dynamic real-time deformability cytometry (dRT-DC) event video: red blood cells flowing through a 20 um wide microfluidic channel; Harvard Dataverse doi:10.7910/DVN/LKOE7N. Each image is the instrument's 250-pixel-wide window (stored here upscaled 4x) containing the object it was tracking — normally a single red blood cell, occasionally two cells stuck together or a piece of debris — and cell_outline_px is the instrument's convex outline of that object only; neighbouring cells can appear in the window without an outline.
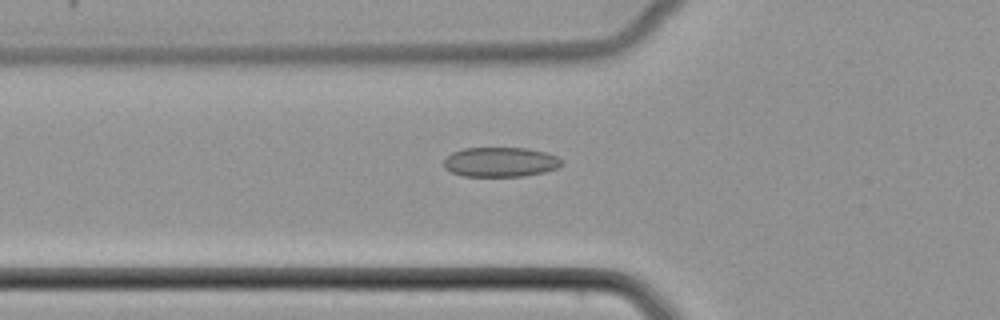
{"species": "common noctule bat (a hibernating species)", "species_latin": "Nyctalus noctula", "temperature_condition": "cold", "stored_images_in_passage": 44, "camera_frame_rate_fps": 3000, "um_per_image_px": 0.085, "animal": {"sex": "female", "body_mass_g": 22.7, "forearm_length_mm": 54.2}, "frame": {"image": 1, "passage_image": 18, "time_ms": 5.667, "image_size_px": [1000, 320], "cell_outline_px": [[564, 164], [556, 168], [544, 172], [524, 176], [464, 176], [452, 172], [444, 168], [444, 160], [452, 152], [464, 148], [528, 148], [544, 152], [556, 156], [564, 160]], "centroid_in_image_um": [42.55, 13.77], "position_along_channel_um": 83.2, "area_um2": 20.4}}
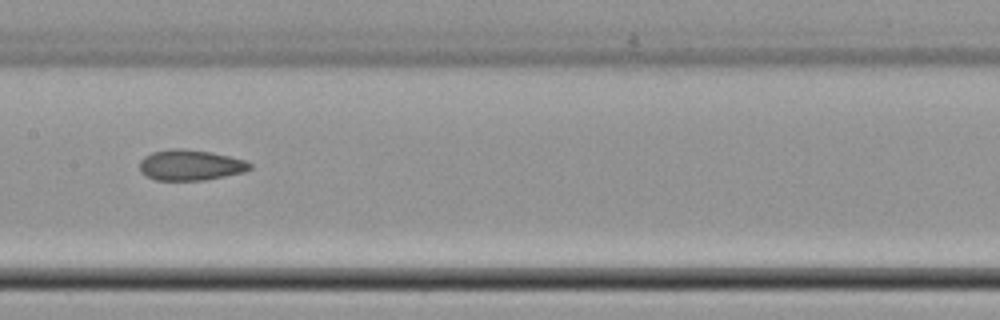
{"frame": {"image": 2, "passage_image": 26, "time_ms": 8.333, "image_size_px": [1000, 320], "cell_outline_px": [[252, 168], [244, 172], [204, 180], [156, 180], [140, 172], [140, 160], [144, 156], [152, 152], [172, 148], [180, 148], [212, 152], [244, 160], [252, 164]], "centroid_in_image_um": [16.17, 14.02], "position_along_channel_um": 191.2, "area_um2": 19.65}}
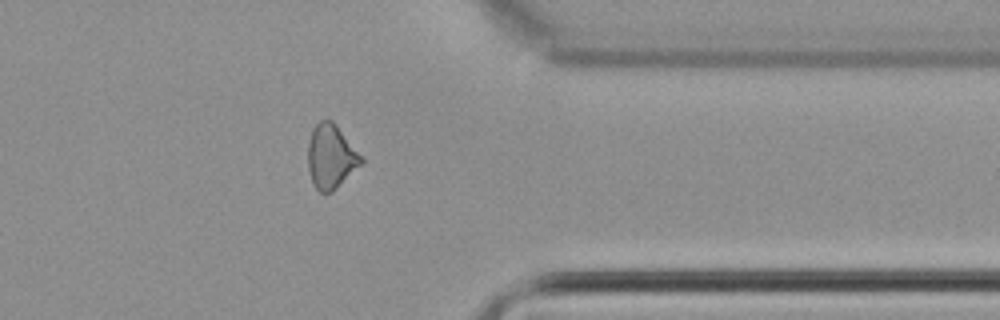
{"frame": {"image": 3, "passage_image": 41, "time_ms": 13.333, "image_size_px": [1000, 320], "cell_outline_px": [[364, 160], [332, 192], [320, 192], [316, 188], [312, 180], [308, 168], [308, 144], [312, 128], [320, 120], [332, 120], [336, 124], [364, 156]], "centroid_in_image_um": [28.14, 13.27], "position_along_channel_um": 383.3, "area_um2": 19.83}}